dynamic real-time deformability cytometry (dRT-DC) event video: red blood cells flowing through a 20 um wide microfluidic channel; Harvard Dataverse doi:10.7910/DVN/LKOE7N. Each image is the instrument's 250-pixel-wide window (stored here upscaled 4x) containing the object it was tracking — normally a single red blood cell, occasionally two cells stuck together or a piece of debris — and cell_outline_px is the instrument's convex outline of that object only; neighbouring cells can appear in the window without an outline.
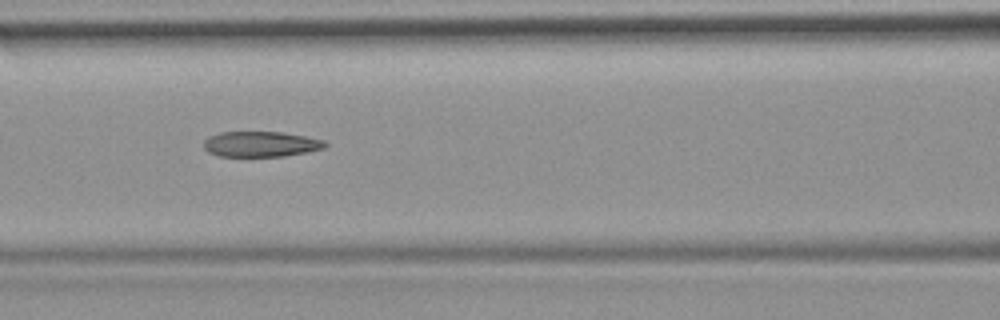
{"species": "common noctule bat (a hibernating species)", "species_latin": "Nyctalus noctula", "temperature_condition": "room temperature", "stored_images_in_passage": 53, "camera_frame_rate_fps": 3000, "um_per_image_px": 0.085, "animal": {"sex": "female", "body_mass_g": 19.9}, "frame": {"image": 1, "passage_image": 23, "time_ms": 7.333, "image_size_px": [1000, 320], "cell_outline_px": [[328, 144], [324, 148], [284, 156], [216, 156], [208, 152], [204, 148], [204, 140], [208, 136], [220, 132], [280, 132], [304, 136], [324, 140]], "centroid_in_image_um": [22.12, 12.25], "position_along_channel_um": 144.5, "area_um2": 17.92}}